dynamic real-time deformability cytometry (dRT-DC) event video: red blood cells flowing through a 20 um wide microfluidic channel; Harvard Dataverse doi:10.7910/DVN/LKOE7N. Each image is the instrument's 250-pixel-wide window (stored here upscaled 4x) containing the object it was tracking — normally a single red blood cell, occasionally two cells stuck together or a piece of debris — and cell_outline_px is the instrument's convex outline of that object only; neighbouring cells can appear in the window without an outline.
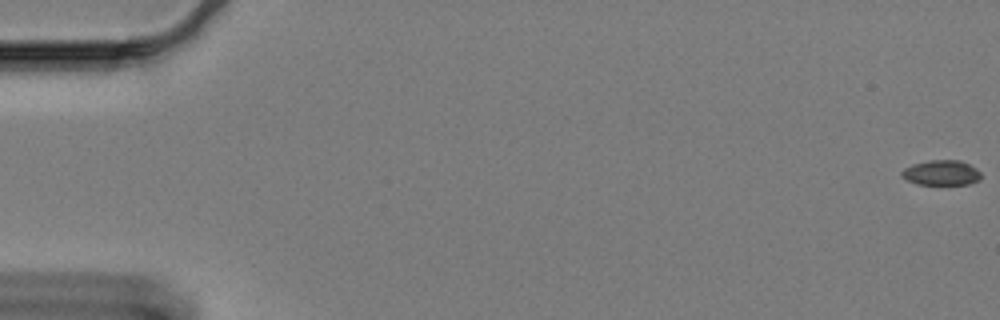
{"species": "Egyptian fruit bat (a non-hibernating species)", "species_latin": "Rousettus aegyptiacus", "temperature_condition": "cold", "stored_images_in_passage": 63, "camera_frame_rate_fps": 3000, "um_per_image_px": 0.085, "animal": {"sex": "female"}, "frame": {"image": 1, "passage_image": 1, "time_ms": 0.0, "image_size_px": [1000, 320], "cell_outline_px": [[980, 180], [968, 184], [916, 184], [900, 176], [900, 172], [904, 168], [912, 164], [928, 160], [960, 160], [976, 168], [980, 172]], "centroid_in_image_um": [79.99, 14.68], "position_along_channel_um": 5.0, "area_um2": 11.62}}
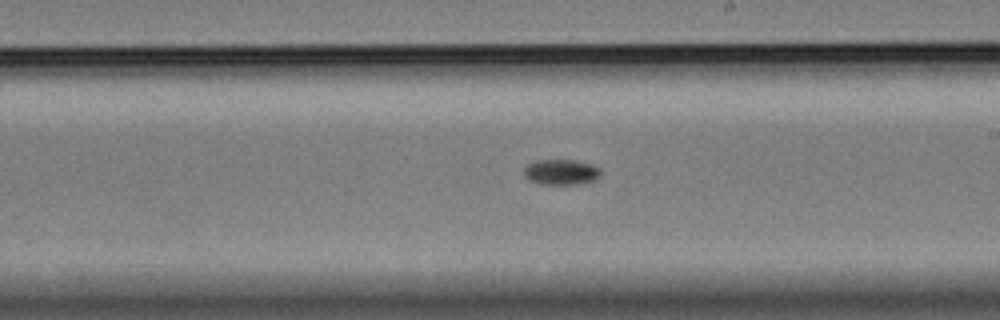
{"frame": {"image": 2, "passage_image": 37, "time_ms": 12.0, "image_size_px": [1000, 320], "cell_outline_px": [[600, 176], [596, 180], [580, 184], [540, 184], [528, 180], [524, 176], [524, 168], [528, 164], [536, 160], [576, 160], [592, 164], [600, 168]], "centroid_in_image_um": [47.7, 14.63], "position_along_channel_um": 241.3, "area_um2": 11.56}}
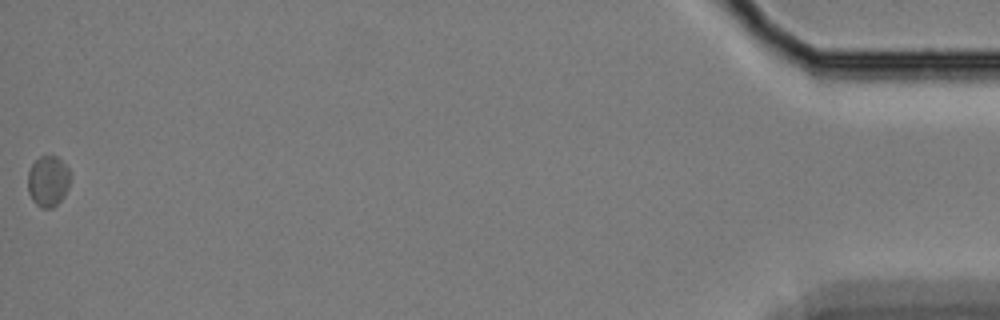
{"frame": {"image": 3, "passage_image": 63, "time_ms": 20.667, "image_size_px": [1000, 320], "cell_outline_px": [[68, 188], [64, 196], [52, 208], [40, 208], [32, 200], [28, 192], [28, 172], [32, 164], [40, 156], [56, 156], [68, 168]], "centroid_in_image_um": [4.05, 15.41], "position_along_channel_um": 431.1, "area_um2": 12.37}, "authors_computed_cell_mechanics": {"area_um2": 11.9068, "velocity_mm_per_s": 3.2544, "shape_relaxation_time_tau1_ms": 4.6691, "shape_relaxation_time_tau2_ms": null, "deformation_change_tau1": 0.0573, "deformation_change_tau2": null}}